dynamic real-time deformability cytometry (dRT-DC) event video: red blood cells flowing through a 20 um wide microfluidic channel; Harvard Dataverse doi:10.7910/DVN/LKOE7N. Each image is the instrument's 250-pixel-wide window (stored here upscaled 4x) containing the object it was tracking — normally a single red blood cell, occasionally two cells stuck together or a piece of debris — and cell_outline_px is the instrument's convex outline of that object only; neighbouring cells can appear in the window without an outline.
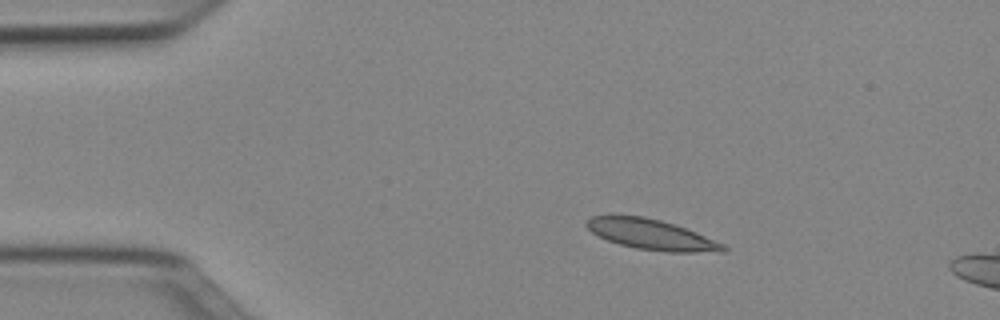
{"species": "Egyptian fruit bat (a non-hibernating species)", "species_latin": "Rousettus aegyptiacus", "temperature_condition": "cold", "stored_images_in_passage": 13, "camera_frame_rate_fps": 3000, "um_per_image_px": 0.085, "animal": {"sex": "female"}, "frame": {"image": 1, "passage_image": 8, "time_ms": 2.333, "image_size_px": [1000, 320], "cell_outline_px": [[728, 248], [724, 252], [668, 252], [636, 248], [620, 244], [608, 240], [592, 232], [584, 224], [584, 220], [592, 216], [644, 216], [660, 220], [696, 232], [724, 244]], "centroid_in_image_um": [55.37, 19.94], "position_along_channel_um": 29.6, "area_um2": 23.87}}